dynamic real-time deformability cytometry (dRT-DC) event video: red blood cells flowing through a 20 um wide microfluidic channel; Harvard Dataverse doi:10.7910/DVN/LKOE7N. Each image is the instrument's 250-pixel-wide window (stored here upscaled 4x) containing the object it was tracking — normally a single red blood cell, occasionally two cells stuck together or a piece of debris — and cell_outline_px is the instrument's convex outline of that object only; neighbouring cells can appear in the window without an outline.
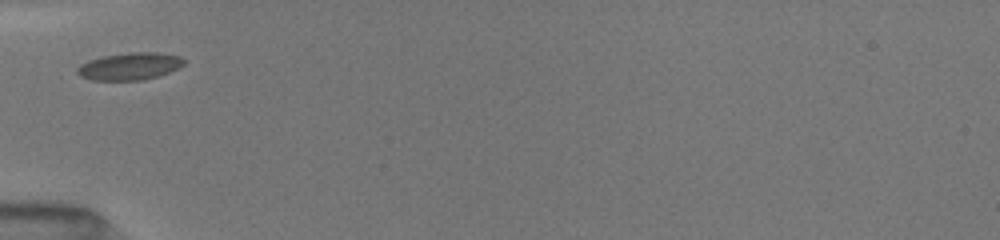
{"species": "common noctule bat (a hibernating species)", "species_latin": "Nyctalus noctula", "temperature_condition": "room temperature", "stored_images_in_passage": 2, "camera_frame_rate_fps": 3000, "um_per_image_px": 0.085, "animal": {"sex": "female", "body_mass_g": 19.5, "forearm_length_mm": 54.1}, "frame": {"image": 1, "passage_image": 1, "time_ms": 0.0, "image_size_px": [1000, 240], "cell_outline_px": [[188, 60], [184, 64], [168, 72], [156, 76], [140, 80], [92, 80], [80, 76], [76, 72], [76, 68], [80, 64], [88, 60], [104, 56], [132, 52], [156, 52], [180, 56]], "centroid_in_image_um": [11.01, 5.62], "position_along_channel_um": 74.0, "area_um2": 16.88}}